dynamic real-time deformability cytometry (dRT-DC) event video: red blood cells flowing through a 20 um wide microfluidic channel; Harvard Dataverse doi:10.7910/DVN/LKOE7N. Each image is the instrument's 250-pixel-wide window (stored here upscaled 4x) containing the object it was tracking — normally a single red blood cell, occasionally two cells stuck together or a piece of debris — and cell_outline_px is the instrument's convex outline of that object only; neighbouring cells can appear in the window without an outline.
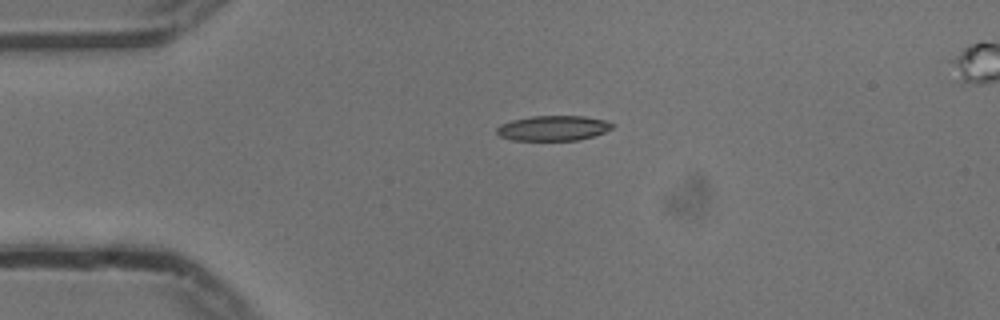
{"species": "common noctule bat (a hibernating species)", "species_latin": "Nyctalus noctula", "temperature_condition": "cold", "stored_images_in_passage": 43, "camera_frame_rate_fps": 3000, "um_per_image_px": 0.085, "animal": {"sex": "male", "body_mass_g": 13.3}, "frame": {"image": 1, "passage_image": 1, "time_ms": 0.0, "image_size_px": [1000, 320], "cell_outline_px": [[616, 124], [612, 128], [604, 132], [580, 140], [512, 140], [500, 136], [496, 132], [496, 128], [500, 124], [512, 120], [532, 116], [584, 116], [608, 120]], "centroid_in_image_um": [47.04, 10.88], "position_along_channel_um": 38.0, "area_um2": 16.99}}
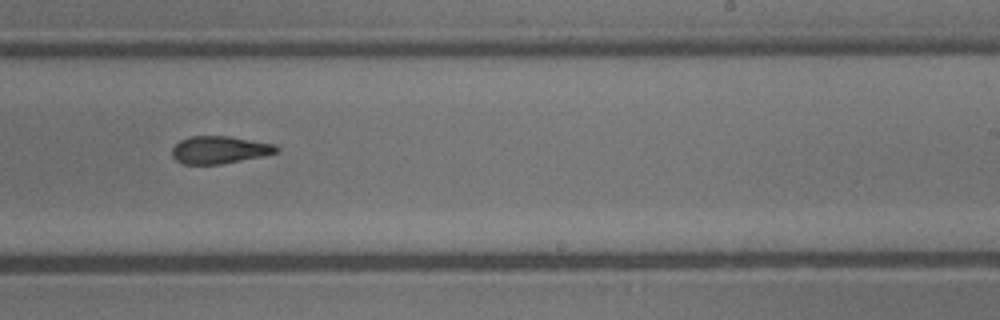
{"frame": {"image": 2, "passage_image": 22, "time_ms": 7.0, "image_size_px": [1000, 320], "cell_outline_px": [[280, 148], [276, 152], [264, 156], [220, 164], [184, 164], [176, 160], [172, 156], [172, 148], [180, 140], [188, 136], [228, 136], [276, 144]], "centroid_in_image_um": [18.66, 12.73], "position_along_channel_um": 270.3, "area_um2": 16.76}}
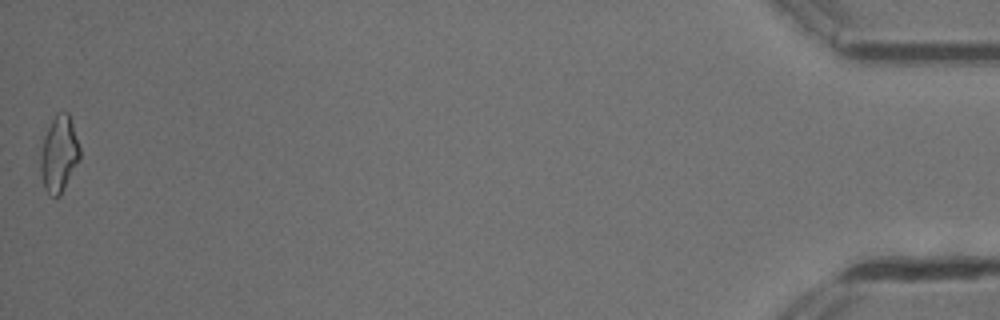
{"frame": {"image": 3, "passage_image": 43, "time_ms": 14.0, "image_size_px": [1000, 320], "cell_outline_px": [[80, 160], [60, 196], [52, 196], [44, 188], [40, 172], [40, 152], [44, 136], [56, 112], [68, 112], [80, 148]], "centroid_in_image_um": [5.01, 13.11], "position_along_channel_um": 430.2, "area_um2": 17.46}, "authors_computed_cell_mechanics": {"area_um2": 17.34, "velocity_mm_per_s": 3.7453, "shape_relaxation_time_tau1_ms": 6.8316, "shape_relaxation_time_tau2_ms": 3.8324, "deformation_change_tau1": 0.1692, "deformation_change_tau2": 0.1276}}